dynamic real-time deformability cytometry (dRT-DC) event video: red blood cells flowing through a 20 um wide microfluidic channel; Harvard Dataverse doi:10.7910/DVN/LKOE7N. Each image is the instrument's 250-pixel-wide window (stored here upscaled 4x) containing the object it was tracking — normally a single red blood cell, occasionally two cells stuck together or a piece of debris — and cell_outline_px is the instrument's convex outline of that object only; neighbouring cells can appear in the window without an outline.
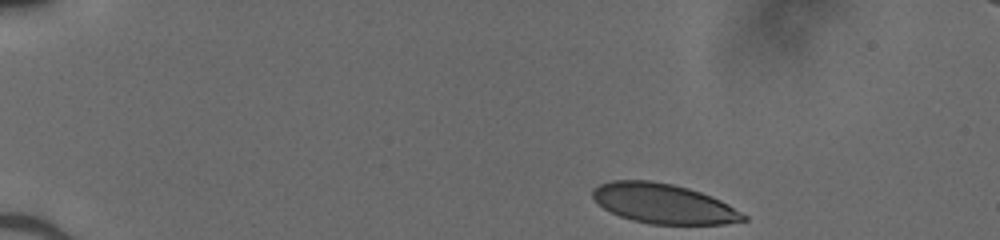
{"species": "human", "species_latin": "Homo sapiens", "temperature_condition": "cold", "stored_images_in_passage": 43, "camera_frame_rate_fps": 3000, "um_per_image_px": 0.085, "donor": {"sex": "male"}, "frame": {"image": 1, "passage_image": 1, "time_ms": 0.0, "image_size_px": [1000, 240], "cell_outline_px": [[748, 220], [724, 224], [652, 224], [632, 220], [620, 216], [604, 208], [592, 196], [592, 192], [600, 184], [612, 180], [648, 180], [672, 184], [688, 188], [712, 196], [728, 204], [748, 216]], "centroid_in_image_um": [56.43, 17.31], "position_along_channel_um": 28.6, "area_um2": 34.74}}
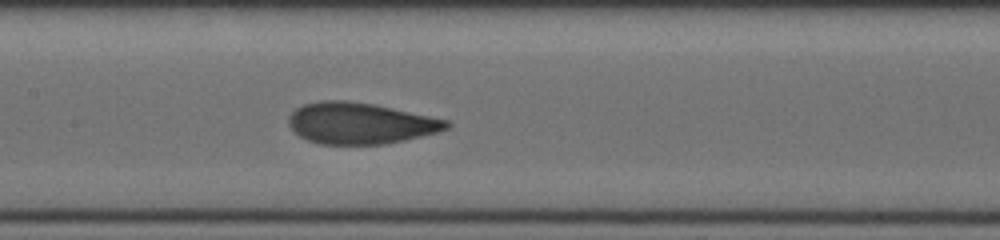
{"frame": {"image": 2, "passage_image": 19, "time_ms": 6.0, "image_size_px": [1000, 240], "cell_outline_px": [[452, 124], [448, 128], [436, 132], [404, 140], [384, 144], [320, 144], [308, 140], [300, 136], [288, 124], [288, 116], [296, 108], [304, 104], [320, 100], [344, 100], [372, 104], [392, 108], [448, 120]], "centroid_in_image_um": [30.59, 10.47], "position_along_channel_um": 176.8, "area_um2": 37.69}}
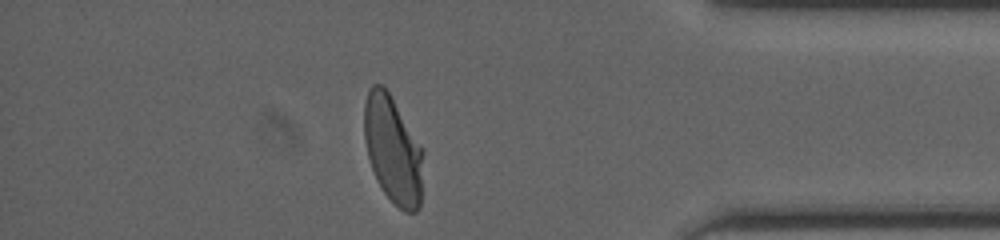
{"frame": {"image": 3, "passage_image": 37, "time_ms": 12.0, "image_size_px": [1000, 240], "cell_outline_px": [[424, 152], [420, 208], [416, 212], [404, 212], [384, 192], [376, 180], [368, 156], [364, 140], [364, 104], [368, 88], [372, 84], [384, 84], [424, 148]], "centroid_in_image_um": [33.41, 12.69], "position_along_channel_um": 401.8, "area_um2": 37.51}}